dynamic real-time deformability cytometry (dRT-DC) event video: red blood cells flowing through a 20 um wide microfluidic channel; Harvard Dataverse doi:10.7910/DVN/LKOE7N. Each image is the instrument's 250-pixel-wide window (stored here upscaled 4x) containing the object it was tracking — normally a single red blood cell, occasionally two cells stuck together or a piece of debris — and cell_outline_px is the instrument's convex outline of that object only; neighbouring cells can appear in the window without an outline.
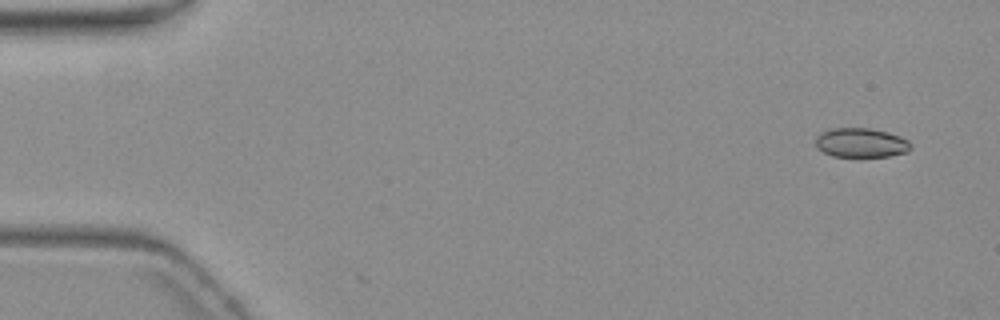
{"species": "common noctule bat (a hibernating species)", "species_latin": "Nyctalus noctula", "temperature_condition": "warm", "stored_images_in_passage": 5, "camera_frame_rate_fps": 3000, "um_per_image_px": 0.085, "animal": {"sex": "female", "body_mass_g": 19.3, "forearm_length_mm": 54.1}, "frame": {"image": 1, "passage_image": 1, "time_ms": 0.0, "image_size_px": [1000, 320], "cell_outline_px": [[912, 148], [908, 152], [888, 156], [832, 156], [816, 148], [816, 136], [820, 132], [828, 128], [872, 128], [888, 132], [900, 136], [908, 140], [912, 144]], "centroid_in_image_um": [73.19, 12.12], "position_along_channel_um": 11.8, "area_um2": 16.47}}